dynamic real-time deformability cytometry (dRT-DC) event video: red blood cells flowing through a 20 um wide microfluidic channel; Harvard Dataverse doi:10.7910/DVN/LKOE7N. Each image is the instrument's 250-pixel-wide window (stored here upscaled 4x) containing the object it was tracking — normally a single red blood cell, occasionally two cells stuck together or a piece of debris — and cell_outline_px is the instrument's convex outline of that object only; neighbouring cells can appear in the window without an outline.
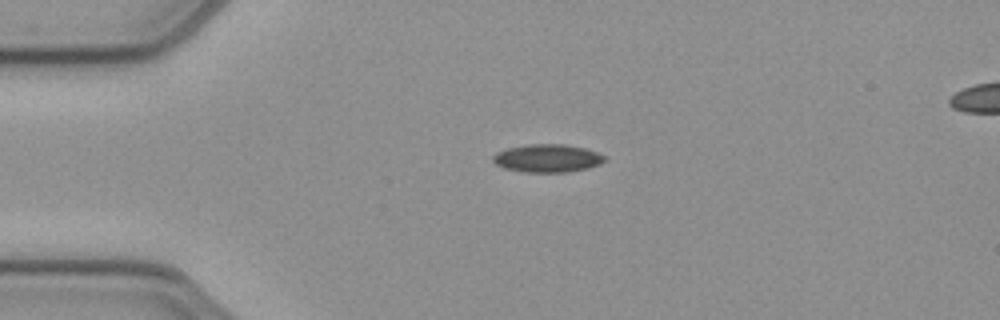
{"species": "common noctule bat (a hibernating species)", "species_latin": "Nyctalus noctula", "temperature_condition": "cold", "stored_images_in_passage": 41, "camera_frame_rate_fps": 3000, "um_per_image_px": 0.085, "animal": {"sex": "female", "body_mass_g": 21.9}, "frame": {"image": 1, "passage_image": 1, "time_ms": 0.0, "image_size_px": [1000, 320], "cell_outline_px": [[604, 160], [600, 164], [588, 168], [568, 172], [524, 172], [504, 168], [496, 164], [492, 160], [492, 156], [496, 152], [508, 148], [528, 144], [564, 144], [584, 148], [596, 152], [604, 156]], "centroid_in_image_um": [46.5, 13.45], "position_along_channel_um": 38.5, "area_um2": 18.15}}
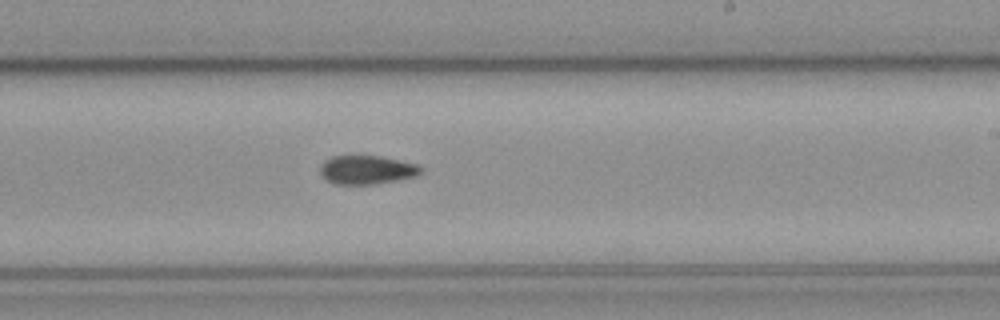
{"frame": {"image": 2, "passage_image": 20, "time_ms": 6.333, "image_size_px": [1000, 320], "cell_outline_px": [[424, 172], [416, 176], [396, 180], [372, 184], [332, 184], [320, 172], [320, 164], [324, 160], [332, 156], [352, 152], [380, 156], [416, 164], [424, 168]], "centroid_in_image_um": [31.14, 14.38], "position_along_channel_um": 257.9, "area_um2": 17.51}}
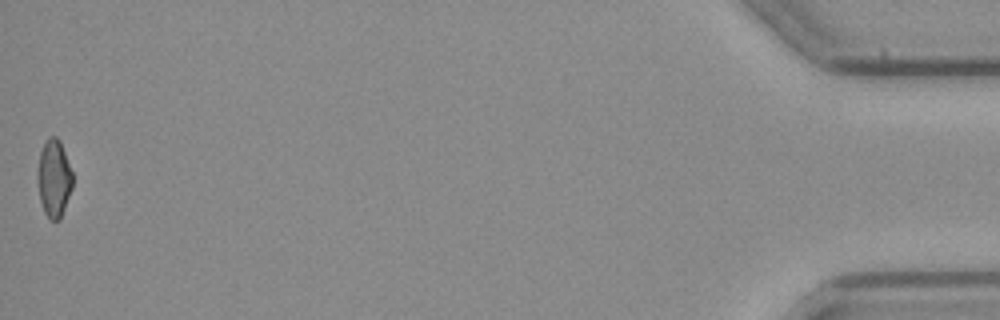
{"frame": {"image": 3, "passage_image": 41, "time_ms": 13.333, "image_size_px": [1000, 320], "cell_outline_px": [[72, 188], [60, 220], [48, 220], [44, 212], [40, 200], [36, 180], [36, 172], [40, 152], [48, 136], [56, 136], [60, 140], [72, 172]], "centroid_in_image_um": [4.56, 15.17], "position_along_channel_um": 430.6, "area_um2": 16.07}}